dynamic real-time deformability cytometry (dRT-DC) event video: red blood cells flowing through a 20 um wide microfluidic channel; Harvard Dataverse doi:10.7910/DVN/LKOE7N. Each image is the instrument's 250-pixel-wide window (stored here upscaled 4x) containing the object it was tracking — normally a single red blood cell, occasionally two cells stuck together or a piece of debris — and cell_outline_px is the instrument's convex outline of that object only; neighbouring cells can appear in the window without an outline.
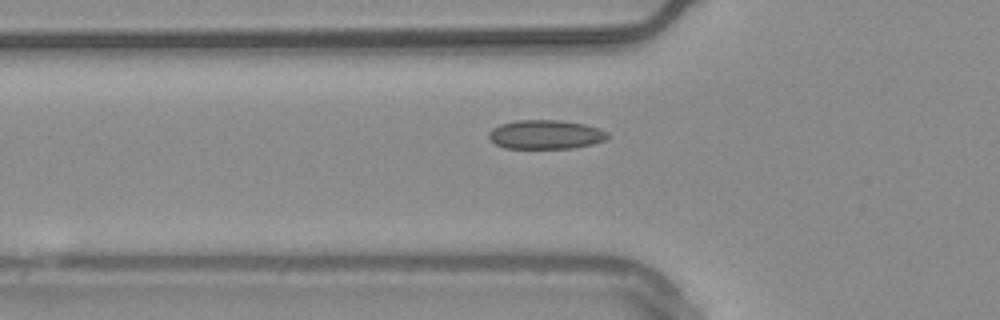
{"species": "common noctule bat (a hibernating species)", "species_latin": "Nyctalus noctula", "temperature_condition": "warm", "stored_images_in_passage": 23, "camera_frame_rate_fps": 3000, "um_per_image_px": 0.085, "animal": {"sex": "male", "body_mass_g": 20.4}, "frame": {"image": 1, "passage_image": 3, "time_ms": 0.667, "image_size_px": [1000, 320], "cell_outline_px": [[608, 140], [592, 144], [572, 148], [504, 148], [488, 140], [488, 132], [492, 128], [500, 124], [516, 120], [560, 120], [584, 124], [608, 132]], "centroid_in_image_um": [46.34, 11.43], "position_along_channel_um": 79.5, "area_um2": 20.23}}
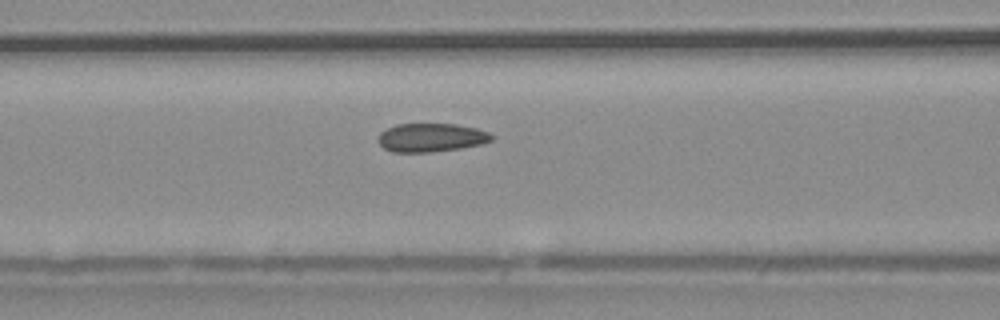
{"frame": {"image": 2, "passage_image": 7, "time_ms": 2.0, "image_size_px": [1000, 320], "cell_outline_px": [[492, 140], [484, 144], [460, 148], [428, 152], [392, 152], [384, 148], [380, 144], [380, 132], [396, 124], [456, 124], [476, 128], [488, 132], [492, 136]], "centroid_in_image_um": [36.67, 11.69], "position_along_channel_um": 129.9, "area_um2": 18.73}}
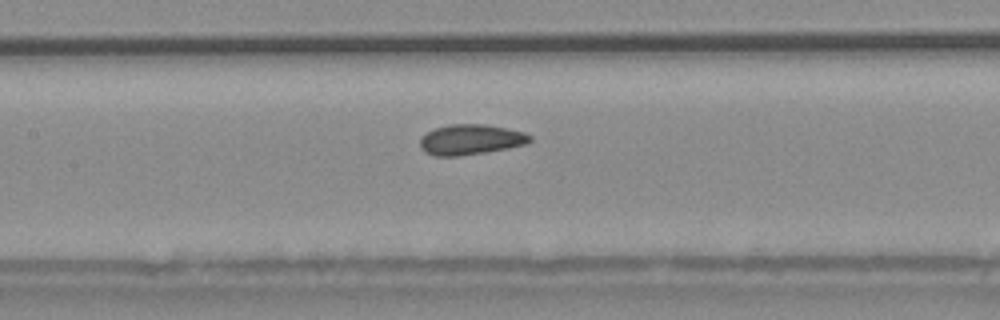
{"frame": {"image": 3, "passage_image": 10, "time_ms": 3.0, "image_size_px": [1000, 320], "cell_outline_px": [[532, 140], [524, 144], [508, 148], [484, 152], [456, 156], [432, 156], [424, 152], [420, 148], [420, 140], [428, 132], [436, 128], [452, 124], [488, 124], [524, 132], [532, 136]], "centroid_in_image_um": [40.0, 11.86], "position_along_channel_um": 167.4, "area_um2": 19.31}}